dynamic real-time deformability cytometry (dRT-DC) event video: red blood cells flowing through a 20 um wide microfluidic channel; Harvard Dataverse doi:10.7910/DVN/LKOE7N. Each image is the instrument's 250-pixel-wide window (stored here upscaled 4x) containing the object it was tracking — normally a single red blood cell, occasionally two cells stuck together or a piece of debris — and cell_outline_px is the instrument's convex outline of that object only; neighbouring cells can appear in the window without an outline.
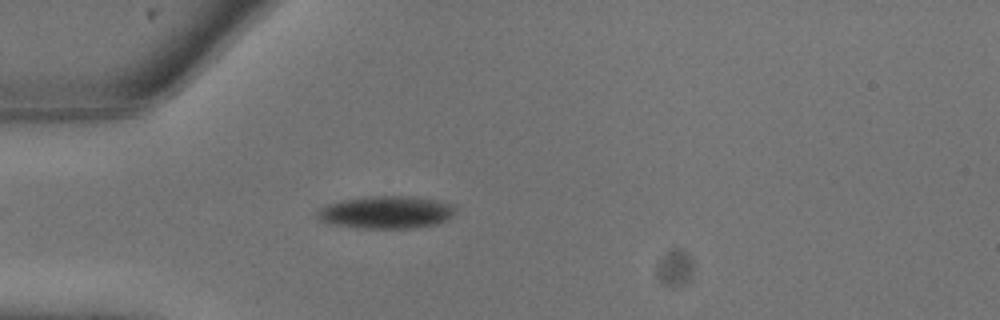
{"species": "common noctule bat (a hibernating species)", "species_latin": "Nyctalus noctula", "temperature_condition": "warm", "stored_images_in_passage": 5, "camera_frame_rate_fps": 3000, "um_per_image_px": 0.085, "animal": {"sex": "male", "body_mass_g": 13.3}, "frame": {"image": 1, "passage_image": 3, "time_ms": 0.667, "image_size_px": [1000, 320], "cell_outline_px": [[452, 216], [436, 224], [412, 228], [356, 228], [336, 224], [320, 220], [316, 216], [316, 212], [320, 208], [328, 204], [344, 200], [368, 196], [412, 196], [436, 200], [452, 204]], "centroid_in_image_um": [32.8, 18.04], "position_along_channel_um": 52.2, "area_um2": 25.84}}